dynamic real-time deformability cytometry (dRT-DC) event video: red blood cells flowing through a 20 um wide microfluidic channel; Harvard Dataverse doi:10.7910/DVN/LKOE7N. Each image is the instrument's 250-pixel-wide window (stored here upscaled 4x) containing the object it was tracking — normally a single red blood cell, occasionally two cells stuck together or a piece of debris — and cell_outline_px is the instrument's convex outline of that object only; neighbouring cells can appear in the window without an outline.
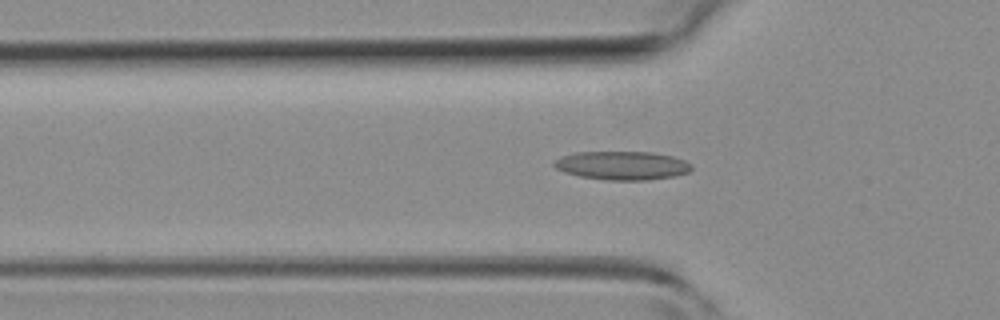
{"species": "common noctule bat (a hibernating species)", "species_latin": "Nyctalus noctula", "temperature_condition": "room temperature", "stored_images_in_passage": 27, "camera_frame_rate_fps": 3000, "um_per_image_px": 0.085, "animal": {"sex": "female", "body_mass_g": 19.3, "forearm_length_mm": 54.1}, "frame": {"image": 1, "passage_image": 3, "time_ms": 0.667, "image_size_px": [1000, 320], "cell_outline_px": [[692, 168], [688, 172], [676, 176], [648, 180], [608, 180], [580, 176], [564, 172], [556, 168], [552, 164], [552, 160], [560, 156], [572, 152], [652, 152], [672, 156], [684, 160], [692, 164]], "centroid_in_image_um": [52.85, 14.06], "position_along_channel_um": 72.9, "area_um2": 23.12}}
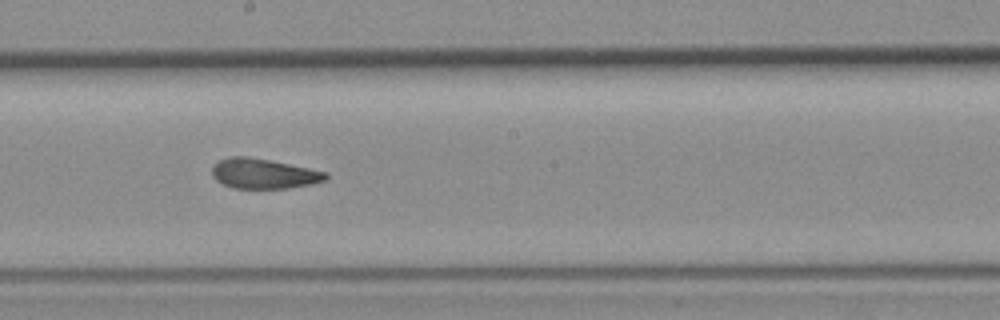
{"frame": {"image": 2, "passage_image": 13, "time_ms": 4.0, "image_size_px": [1000, 320], "cell_outline_px": [[328, 180], [312, 184], [288, 188], [232, 188], [216, 180], [212, 176], [212, 168], [216, 160], [228, 156], [248, 156], [328, 172]], "centroid_in_image_um": [22.39, 14.75], "position_along_channel_um": 225.8, "area_um2": 20.0}}
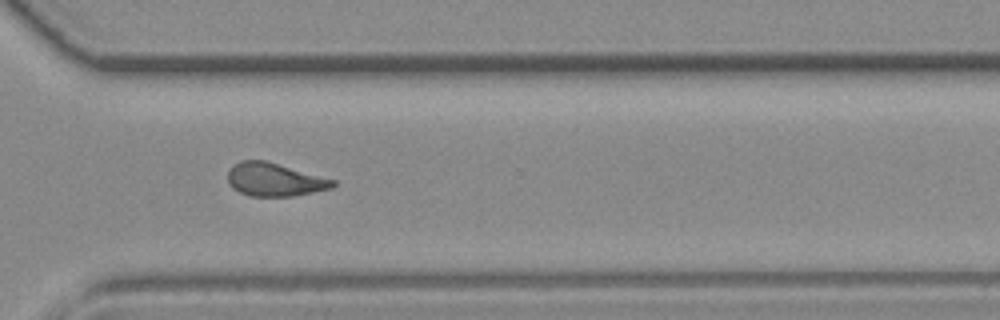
{"frame": {"image": 3, "passage_image": 21, "time_ms": 6.667, "image_size_px": [1000, 320], "cell_outline_px": [[336, 184], [332, 188], [292, 196], [248, 196], [232, 188], [228, 184], [228, 172], [240, 160], [264, 160], [336, 180]], "centroid_in_image_um": [23.33, 15.27], "position_along_channel_um": 347.3, "area_um2": 20.17}}